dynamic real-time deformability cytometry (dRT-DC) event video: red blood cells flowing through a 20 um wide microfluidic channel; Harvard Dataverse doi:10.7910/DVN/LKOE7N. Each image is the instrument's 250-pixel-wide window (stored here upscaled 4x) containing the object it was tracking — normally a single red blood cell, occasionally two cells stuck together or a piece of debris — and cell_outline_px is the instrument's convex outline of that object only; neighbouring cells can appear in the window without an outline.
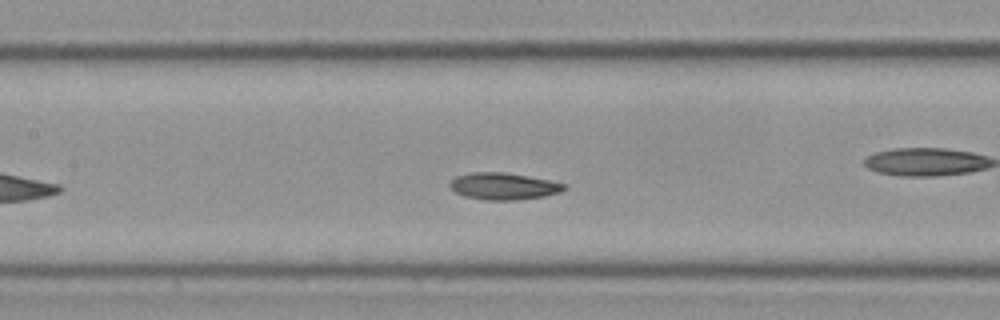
{"species": "Egyptian fruit bat (a non-hibernating species)", "species_latin": "Rousettus aegyptiacus", "temperature_condition": "cold", "stored_images_in_passage": 36, "camera_frame_rate_fps": 3000, "um_per_image_px": 0.085, "frame": {"image": 1, "passage_image": 16, "time_ms": 5.0, "image_size_px": [1000, 320], "cell_outline_px": [[568, 188], [560, 192], [544, 196], [516, 200], [484, 200], [464, 196], [456, 192], [448, 184], [456, 176], [472, 172], [504, 172], [548, 180], [568, 184]], "centroid_in_image_um": [42.82, 15.83], "position_along_channel_um": 164.6, "area_um2": 17.86}, "authors_computed_cell_mechanics": {"area_um2": 17.6868, "velocity_mm_per_s": 3.4778, "shape_relaxation_time_tau1_ms": 3.5959, "shape_relaxation_time_tau2_ms": 6.6989, "deformation_change_tau1": 0.1111, "deformation_change_tau2": 0.1014}}